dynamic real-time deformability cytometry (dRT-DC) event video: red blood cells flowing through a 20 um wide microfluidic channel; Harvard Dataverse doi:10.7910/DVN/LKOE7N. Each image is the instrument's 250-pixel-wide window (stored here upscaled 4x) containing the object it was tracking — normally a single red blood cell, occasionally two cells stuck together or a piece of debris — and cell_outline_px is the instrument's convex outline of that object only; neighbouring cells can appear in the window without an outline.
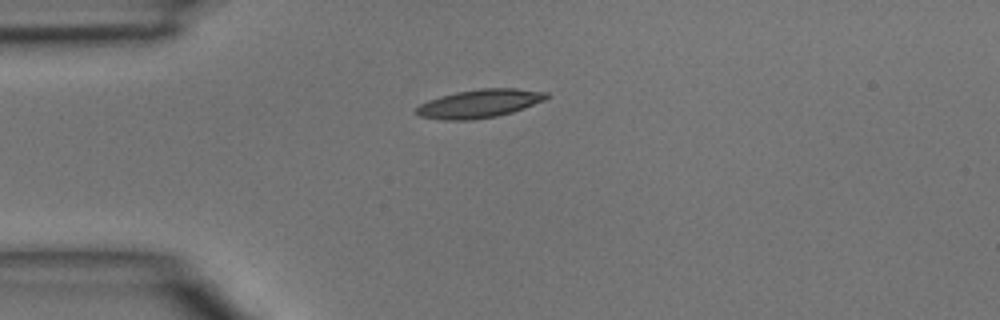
{"species": "common noctule bat (a hibernating species)", "species_latin": "Nyctalus noctula", "temperature_condition": "room temperature", "stored_images_in_passage": 36, "camera_frame_rate_fps": 3000, "um_per_image_px": 0.085, "animal": {"sex": "male", "body_mass_g": 15.6}, "frame": {"image": 1, "passage_image": 1, "time_ms": 0.0, "image_size_px": [1000, 320], "cell_outline_px": [[548, 96], [544, 100], [524, 108], [512, 112], [496, 116], [472, 120], [444, 120], [420, 116], [416, 112], [416, 108], [420, 104], [428, 100], [440, 96], [456, 92], [480, 88], [516, 88], [548, 92]], "centroid_in_image_um": [40.75, 8.8], "position_along_channel_um": 44.2, "area_um2": 21.44}}
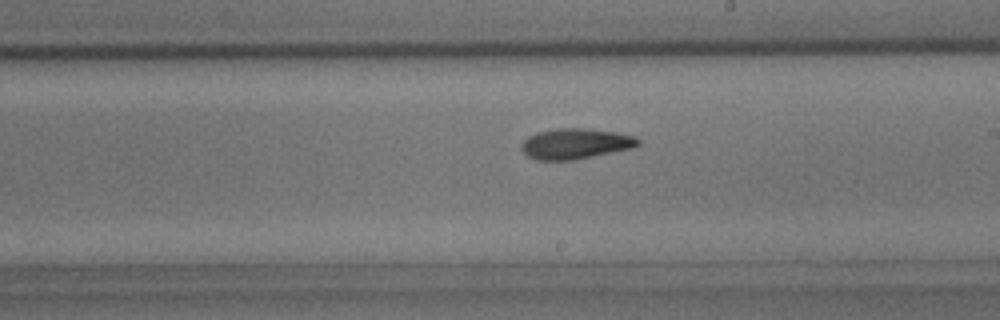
{"frame": {"image": 2, "passage_image": 16, "time_ms": 5.0, "image_size_px": [1000, 320], "cell_outline_px": [[640, 144], [632, 148], [576, 160], [536, 160], [528, 156], [520, 148], [520, 144], [528, 136], [536, 132], [556, 128], [588, 128], [616, 132], [636, 136], [640, 140]], "centroid_in_image_um": [48.91, 12.21], "position_along_channel_um": 240.1, "area_um2": 21.04}}
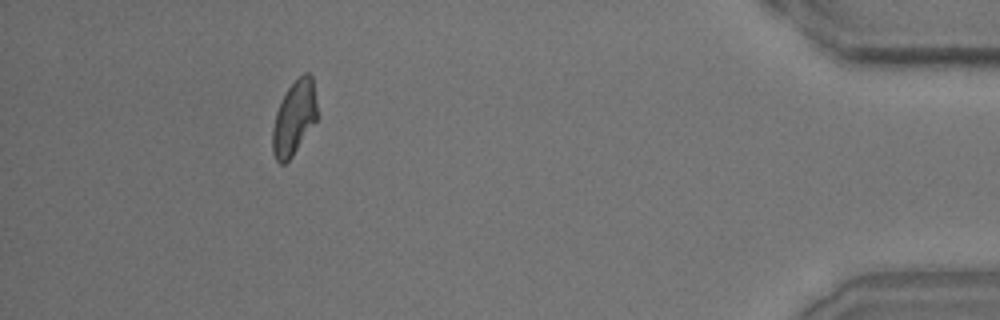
{"frame": {"image": 3, "passage_image": 32, "time_ms": 10.333, "image_size_px": [1000, 320], "cell_outline_px": [[320, 116], [292, 156], [284, 164], [280, 164], [276, 160], [272, 152], [272, 128], [276, 112], [288, 88], [304, 72], [308, 72], [312, 76]], "centroid_in_image_um": [25.04, 10.03], "position_along_channel_um": 410.2, "area_um2": 19.54}}